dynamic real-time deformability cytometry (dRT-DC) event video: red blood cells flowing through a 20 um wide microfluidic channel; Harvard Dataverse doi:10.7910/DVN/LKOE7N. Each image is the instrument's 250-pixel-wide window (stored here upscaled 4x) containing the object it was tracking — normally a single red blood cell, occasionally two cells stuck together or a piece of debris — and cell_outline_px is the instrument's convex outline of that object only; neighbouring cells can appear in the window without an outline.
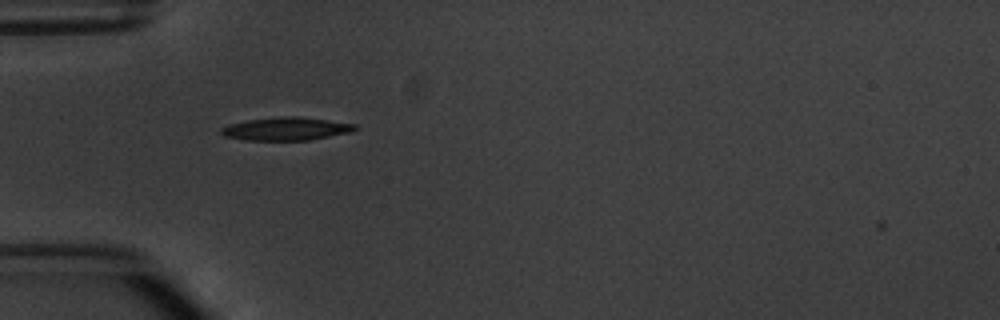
{"species": "common noctule bat (a hibernating species)", "species_latin": "Nyctalus noctula", "temperature_condition": "warm", "stored_images_in_passage": 2, "camera_frame_rate_fps": 3000, "um_per_image_px": 0.085, "animal": {"sex": "male", "body_mass_g": 20.1, "forearm_length_mm": 53.5}, "frame": {"image": 1, "passage_image": 1, "time_ms": 0.0, "image_size_px": [1000, 320], "cell_outline_px": [[360, 128], [352, 132], [308, 140], [244, 140], [224, 136], [220, 132], [220, 128], [228, 124], [248, 120], [280, 116], [296, 116], [356, 124]], "centroid_in_image_um": [24.32, 10.95], "position_along_channel_um": 60.7, "area_um2": 18.03}}